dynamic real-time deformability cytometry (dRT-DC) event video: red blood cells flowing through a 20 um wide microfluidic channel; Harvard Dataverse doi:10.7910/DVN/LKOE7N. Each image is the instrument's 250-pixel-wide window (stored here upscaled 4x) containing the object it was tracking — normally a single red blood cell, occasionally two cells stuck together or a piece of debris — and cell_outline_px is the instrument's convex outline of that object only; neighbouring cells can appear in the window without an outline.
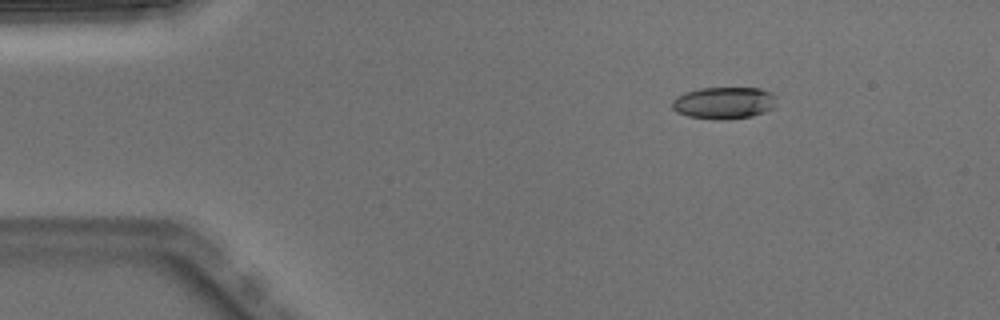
{"species": "Egyptian fruit bat (a non-hibernating species)", "species_latin": "Rousettus aegyptiacus", "temperature_condition": "warm", "stored_images_in_passage": 4, "camera_frame_rate_fps": 3000, "um_per_image_px": 0.085, "animal": {"sex": "male"}, "frame": {"image": 1, "passage_image": 2, "time_ms": 0.333, "image_size_px": [1000, 320], "cell_outline_px": [[776, 96], [772, 108], [764, 112], [752, 116], [720, 120], [712, 120], [688, 116], [676, 112], [672, 108], [672, 100], [676, 96], [684, 92], [700, 88], [760, 88], [772, 92]], "centroid_in_image_um": [61.5, 8.74], "position_along_channel_um": 23.5, "area_um2": 19.59}}